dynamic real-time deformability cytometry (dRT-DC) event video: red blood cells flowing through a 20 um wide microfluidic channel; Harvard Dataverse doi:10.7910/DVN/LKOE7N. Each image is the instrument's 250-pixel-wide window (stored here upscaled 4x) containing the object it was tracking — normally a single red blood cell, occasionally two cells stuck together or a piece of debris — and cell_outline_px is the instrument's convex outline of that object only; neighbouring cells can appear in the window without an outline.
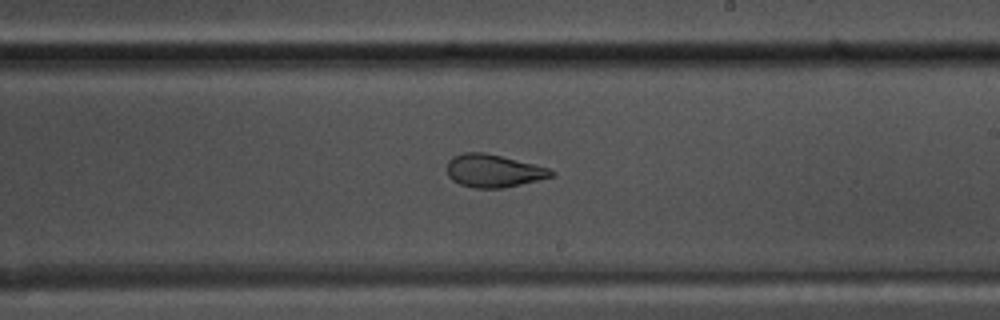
{"species": "common noctule bat (a hibernating species)", "species_latin": "Nyctalus noctula", "temperature_condition": "warm", "stored_images_in_passage": 53, "camera_frame_rate_fps": 3000, "um_per_image_px": 0.085, "animal": {"sex": "male", "body_mass_g": 17.5, "forearm_length_mm": 52.3}, "frame": {"image": 1, "passage_image": 31, "time_ms": 10.0, "image_size_px": [1000, 320], "cell_outline_px": [[556, 176], [520, 184], [500, 188], [476, 188], [460, 184], [452, 180], [448, 176], [448, 160], [452, 156], [464, 152], [484, 152], [548, 168], [556, 172]], "centroid_in_image_um": [41.93, 14.52], "position_along_channel_um": 247.1, "area_um2": 19.77}}
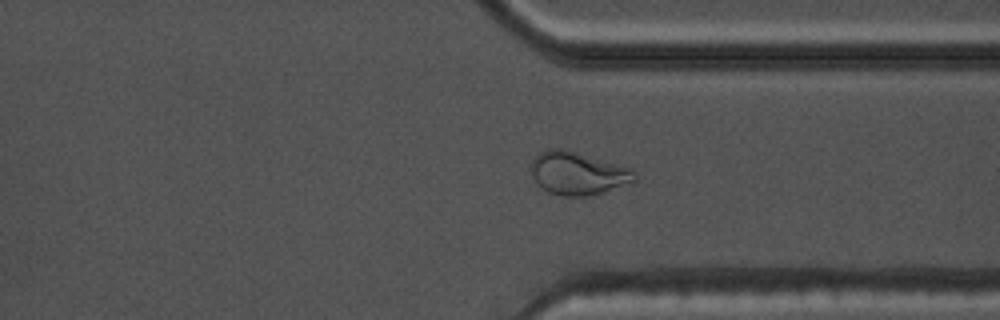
{"frame": {"image": 2, "passage_image": 40, "time_ms": 13.0, "image_size_px": [1000, 320], "cell_outline_px": [[636, 180], [588, 196], [560, 196], [548, 192], [540, 188], [536, 184], [532, 176], [532, 160], [540, 152], [548, 148], [564, 148], [632, 168], [636, 176]], "centroid_in_image_um": [49.06, 14.72], "position_along_channel_um": 362.3, "area_um2": 25.84}}
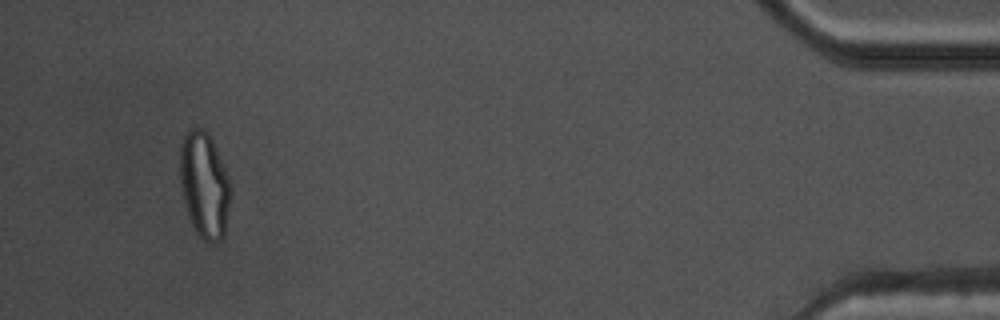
{"frame": {"image": 3, "passage_image": 50, "time_ms": 16.333, "image_size_px": [1000, 320], "cell_outline_px": [[232, 192], [224, 236], [216, 244], [208, 244], [196, 232], [188, 216], [184, 200], [180, 180], [180, 144], [188, 128], [204, 128], [208, 132], [216, 148], [228, 176], [232, 188]], "centroid_in_image_um": [17.39, 15.74], "position_along_channel_um": 417.8, "area_um2": 31.62}, "authors_computed_cell_mechanics": {"area_um2": 23.8714, "velocity_mm_per_s": 3.834, "shape_relaxation_time_tau1_ms": null, "shape_relaxation_time_tau2_ms": 1.4555, "deformation_change_tau1": null, "deformation_change_tau2": 0.0694}}